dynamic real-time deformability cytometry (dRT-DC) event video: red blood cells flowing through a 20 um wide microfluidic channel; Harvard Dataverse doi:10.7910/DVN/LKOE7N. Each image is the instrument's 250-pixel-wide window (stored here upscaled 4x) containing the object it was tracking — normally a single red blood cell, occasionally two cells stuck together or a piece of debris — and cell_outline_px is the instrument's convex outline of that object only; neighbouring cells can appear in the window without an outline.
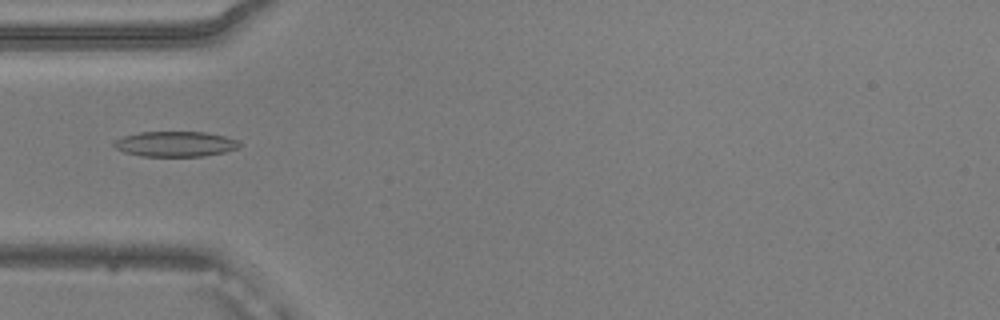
{"species": "common noctule bat (a hibernating species)", "species_latin": "Nyctalus noctula", "temperature_condition": "warm", "stored_images_in_passage": 37, "camera_frame_rate_fps": 3000, "um_per_image_px": 0.085, "animal": {"sex": "male", "body_mass_g": 20.5, "forearm_length_mm": 52.5}, "frame": {"image": 1, "passage_image": 16, "time_ms": 5.0, "image_size_px": [1000, 320], "cell_outline_px": [[244, 144], [240, 148], [224, 152], [204, 156], [140, 156], [124, 152], [116, 148], [112, 144], [116, 140], [124, 136], [140, 132], [204, 132], [224, 136], [236, 140]], "centroid_in_image_um": [14.93, 12.24], "position_along_channel_um": 70.1, "area_um2": 18.5}}
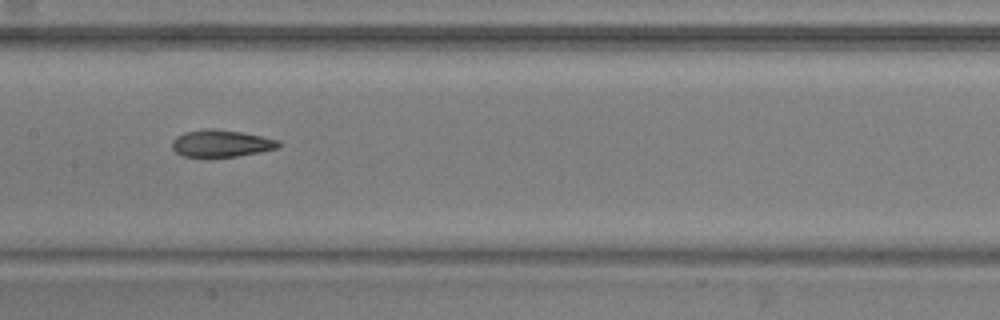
{"frame": {"image": 2, "passage_image": 25, "time_ms": 8.0, "image_size_px": [1000, 320], "cell_outline_px": [[280, 144], [276, 148], [260, 152], [236, 156], [184, 156], [176, 152], [172, 148], [172, 140], [176, 136], [184, 132], [208, 128], [212, 128], [240, 132], [280, 140]], "centroid_in_image_um": [18.78, 12.17], "position_along_channel_um": 188.6, "area_um2": 16.53}}
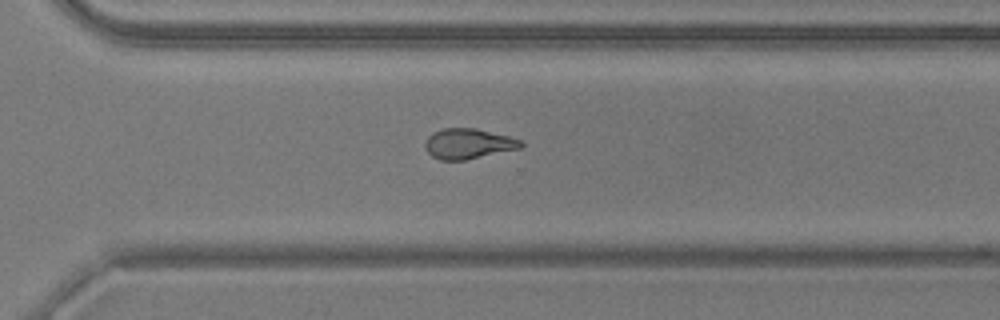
{"frame": {"image": 3, "passage_image": 36, "time_ms": 11.667, "image_size_px": [1000, 320], "cell_outline_px": [[524, 144], [520, 148], [464, 160], [440, 160], [432, 156], [424, 148], [424, 144], [428, 136], [432, 132], [444, 128], [476, 128], [508, 136], [520, 140]], "centroid_in_image_um": [39.76, 12.21], "position_along_channel_um": 330.8, "area_um2": 16.82}}